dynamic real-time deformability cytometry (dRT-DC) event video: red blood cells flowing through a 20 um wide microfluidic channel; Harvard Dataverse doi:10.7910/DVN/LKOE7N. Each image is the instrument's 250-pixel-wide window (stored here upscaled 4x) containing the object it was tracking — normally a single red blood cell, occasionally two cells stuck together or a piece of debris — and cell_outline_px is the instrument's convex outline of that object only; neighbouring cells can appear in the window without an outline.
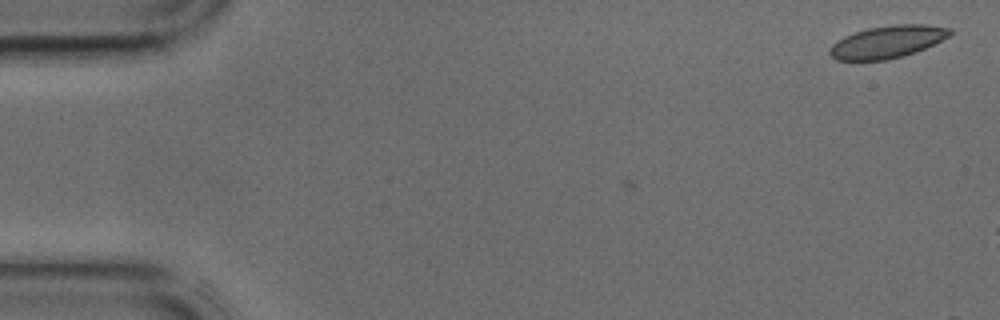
{"species": "common noctule bat (a hibernating species)", "species_latin": "Nyctalus noctula", "temperature_condition": "cold", "stored_images_in_passage": 4, "camera_frame_rate_fps": 3000, "um_per_image_px": 0.085, "animal": {"sex": "male", "body_mass_g": 17.9, "forearm_length_mm": 54.2}, "frame": {"image": 1, "passage_image": 1, "time_ms": 0.0, "image_size_px": [1000, 320], "cell_outline_px": [[952, 32], [948, 36], [916, 52], [884, 60], [836, 60], [828, 52], [828, 48], [836, 40], [844, 36], [868, 28], [896, 24], [924, 24], [952, 28]], "centroid_in_image_um": [75.39, 3.55], "position_along_channel_um": 9.6, "area_um2": 22.48}}